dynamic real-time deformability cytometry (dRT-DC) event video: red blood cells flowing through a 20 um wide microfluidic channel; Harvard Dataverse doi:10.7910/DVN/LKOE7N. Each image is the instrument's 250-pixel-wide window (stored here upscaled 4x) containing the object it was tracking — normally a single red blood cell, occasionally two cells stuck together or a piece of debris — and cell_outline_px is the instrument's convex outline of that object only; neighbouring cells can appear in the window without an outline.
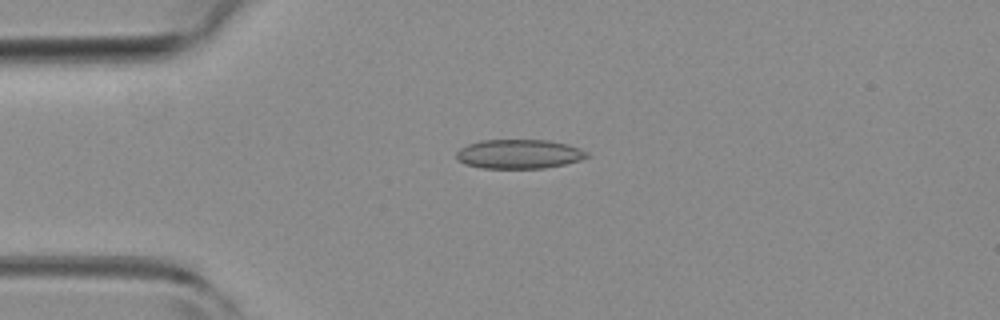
{"species": "common noctule bat (a hibernating species)", "species_latin": "Nyctalus noctula", "temperature_condition": "room temperature", "stored_images_in_passage": 41, "camera_frame_rate_fps": 3000, "um_per_image_px": 0.085, "animal": {"sex": "female", "body_mass_g": 19.3, "forearm_length_mm": 54.1}, "frame": {"image": 1, "passage_image": 2, "time_ms": 0.333, "image_size_px": [1000, 320], "cell_outline_px": [[588, 156], [580, 160], [564, 164], [544, 168], [484, 168], [464, 164], [456, 160], [456, 152], [460, 148], [468, 144], [480, 140], [548, 140], [568, 144], [580, 148], [588, 152]], "centroid_in_image_um": [44.09, 13.09], "position_along_channel_um": 40.9, "area_um2": 22.31}}
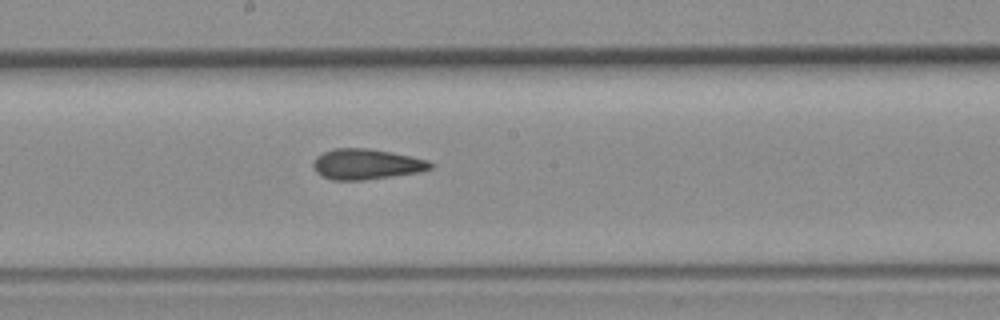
{"frame": {"image": 2, "passage_image": 17, "time_ms": 5.333, "image_size_px": [1000, 320], "cell_outline_px": [[432, 168], [420, 172], [364, 180], [332, 180], [320, 176], [316, 172], [312, 164], [316, 156], [332, 148], [368, 148], [428, 160], [432, 164]], "centroid_in_image_um": [31.09, 13.96], "position_along_channel_um": 217.1, "area_um2": 20.75}}
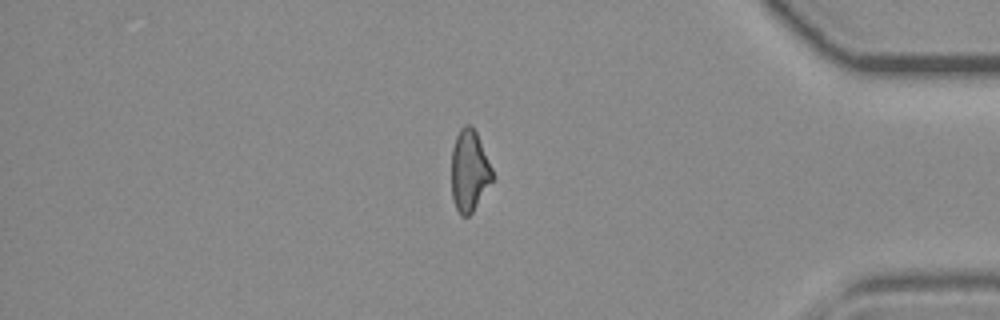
{"frame": {"image": 3, "passage_image": 33, "time_ms": 10.667, "image_size_px": [1000, 320], "cell_outline_px": [[492, 180], [472, 212], [468, 216], [460, 216], [452, 200], [452, 148], [456, 136], [460, 128], [464, 124], [468, 124], [476, 132], [492, 168]], "centroid_in_image_um": [39.87, 14.52], "position_along_channel_um": 395.3, "area_um2": 19.13}, "authors_computed_cell_mechanics": {"area_um2": 20.5768, "velocity_mm_per_s": 3.9758, "shape_relaxation_time_tau1_ms": null, "shape_relaxation_time_tau2_ms": 2.5248, "deformation_change_tau1": null, "deformation_change_tau2": 0.0896}}